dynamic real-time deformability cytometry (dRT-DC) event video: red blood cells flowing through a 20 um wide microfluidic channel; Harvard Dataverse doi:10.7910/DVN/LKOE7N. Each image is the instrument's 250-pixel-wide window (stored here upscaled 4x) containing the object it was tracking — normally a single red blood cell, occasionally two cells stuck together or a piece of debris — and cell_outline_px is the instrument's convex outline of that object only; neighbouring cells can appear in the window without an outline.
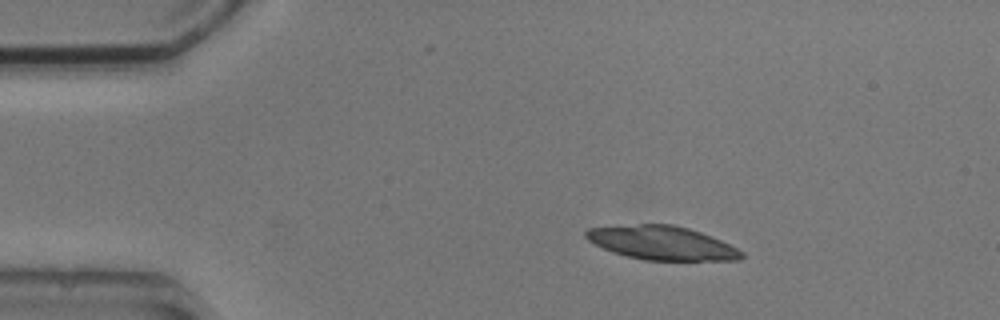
{"species": "common noctule bat (a hibernating species)", "species_latin": "Nyctalus noctula", "temperature_condition": "cold", "stored_images_in_passage": 5, "camera_frame_rate_fps": 3000, "um_per_image_px": 0.085, "animal": {"sex": "male", "body_mass_g": 20.5, "forearm_length_mm": 52.5}, "frame": {"image": 1, "passage_image": 1, "time_ms": 0.0, "image_size_px": [1000, 320], "cell_outline_px": [[744, 256], [740, 260], [644, 260], [612, 252], [588, 240], [584, 236], [584, 232], [588, 228], [640, 224], [672, 224], [688, 228], [712, 236], [744, 252]], "centroid_in_image_um": [56.27, 20.65], "position_along_channel_um": 28.7, "area_um2": 30.4}}